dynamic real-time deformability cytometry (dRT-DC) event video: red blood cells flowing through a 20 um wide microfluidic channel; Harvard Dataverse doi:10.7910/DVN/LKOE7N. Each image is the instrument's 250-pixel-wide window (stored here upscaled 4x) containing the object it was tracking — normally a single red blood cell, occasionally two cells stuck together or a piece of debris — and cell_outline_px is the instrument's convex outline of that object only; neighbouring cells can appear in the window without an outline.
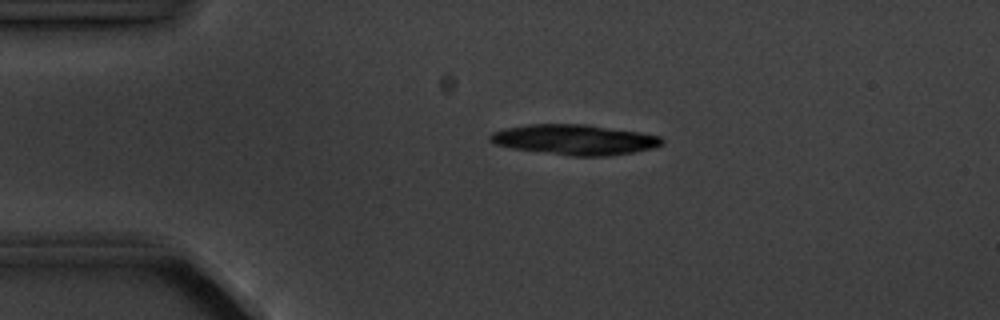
{"species": "common noctule bat (a hibernating species)", "species_latin": "Nyctalus noctula", "temperature_condition": "cold", "stored_images_in_passage": 4, "camera_frame_rate_fps": 3000, "um_per_image_px": 0.085, "animal": {"sex": "male", "body_mass_g": 20.1, "forearm_length_mm": 53.5}, "frame": {"image": 1, "passage_image": 4, "time_ms": 3.333, "image_size_px": [1000, 320], "cell_outline_px": [[664, 144], [652, 148], [632, 152], [608, 156], [572, 156], [512, 148], [496, 144], [488, 140], [488, 136], [492, 132], [504, 128], [528, 124], [588, 124], [640, 132], [660, 136], [664, 140]], "centroid_in_image_um": [48.84, 11.86], "position_along_channel_um": 36.2, "area_um2": 30.4}}